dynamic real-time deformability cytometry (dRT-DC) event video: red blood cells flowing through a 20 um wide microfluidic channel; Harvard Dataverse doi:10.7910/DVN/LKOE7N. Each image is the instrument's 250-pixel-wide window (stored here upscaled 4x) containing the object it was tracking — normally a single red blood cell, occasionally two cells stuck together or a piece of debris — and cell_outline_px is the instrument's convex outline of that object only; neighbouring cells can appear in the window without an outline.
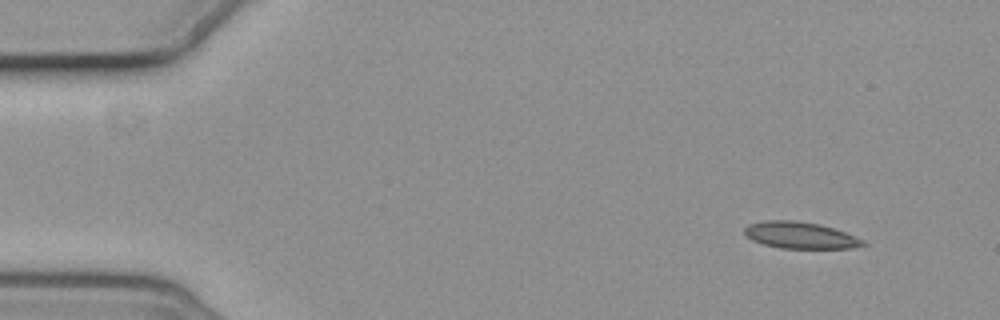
{"species": "common noctule bat (a hibernating species)", "species_latin": "Nyctalus noctula", "temperature_condition": "cold", "stored_images_in_passage": 5, "camera_frame_rate_fps": 3000, "um_per_image_px": 0.085, "animal": {"sex": "female", "body_mass_g": 19.3, "forearm_length_mm": 54.1}, "frame": {"image": 1, "passage_image": 1, "time_ms": 0.0, "image_size_px": [1000, 320], "cell_outline_px": [[868, 244], [852, 248], [780, 248], [764, 244], [752, 240], [744, 232], [744, 228], [748, 224], [764, 220], [796, 220], [816, 224], [832, 228], [844, 232], [864, 240]], "centroid_in_image_um": [68.0, 19.99], "position_along_channel_um": 17.0, "area_um2": 18.21}}
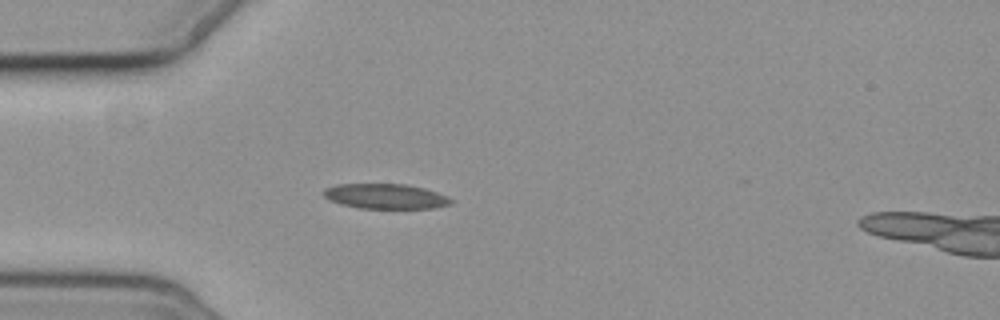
{"frame": {"image": 2, "passage_image": 4, "time_ms": 3.667, "image_size_px": [1000, 320], "cell_outline_px": [[452, 204], [436, 208], [360, 208], [340, 204], [328, 200], [320, 192], [324, 188], [336, 184], [404, 184], [424, 188], [448, 196], [452, 200]], "centroid_in_image_um": [32.73, 16.68], "position_along_channel_um": 52.3, "area_um2": 18.73}}